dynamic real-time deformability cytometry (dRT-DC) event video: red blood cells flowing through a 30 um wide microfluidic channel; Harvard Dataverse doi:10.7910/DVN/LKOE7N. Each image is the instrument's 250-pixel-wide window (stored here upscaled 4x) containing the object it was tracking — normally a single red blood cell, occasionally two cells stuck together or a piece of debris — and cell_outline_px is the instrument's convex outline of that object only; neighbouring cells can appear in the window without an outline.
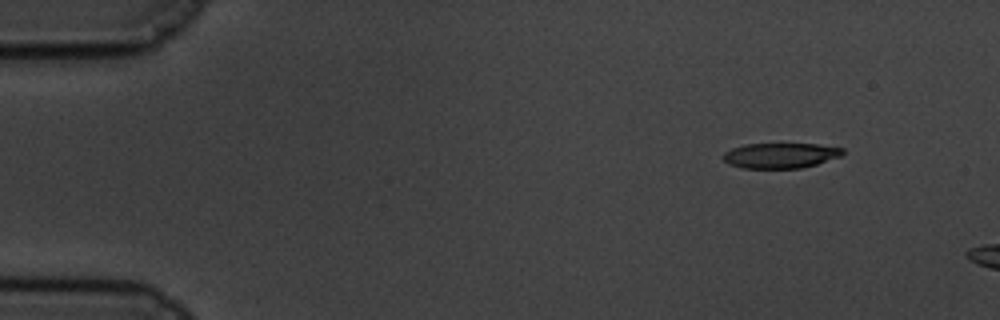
{"species": "common noctule bat (a hibernating species)", "species_latin": "Nyctalus noctula", "temperature_condition": "cold", "stored_images_in_passage": 6, "camera_frame_rate_fps": 3000, "um_per_image_px": 0.085, "animal": {"sex": "male", "body_mass_g": 19.5, "forearm_length_mm": 54.6}, "frame": {"image": 1, "passage_image": 1, "time_ms": 0.0, "image_size_px": [1000, 320], "cell_outline_px": [[844, 152], [840, 156], [816, 164], [800, 168], [744, 168], [728, 164], [724, 160], [724, 152], [732, 148], [744, 144], [816, 144], [844, 148]], "centroid_in_image_um": [66.33, 13.21], "position_along_channel_um": 18.7, "area_um2": 17.46}}